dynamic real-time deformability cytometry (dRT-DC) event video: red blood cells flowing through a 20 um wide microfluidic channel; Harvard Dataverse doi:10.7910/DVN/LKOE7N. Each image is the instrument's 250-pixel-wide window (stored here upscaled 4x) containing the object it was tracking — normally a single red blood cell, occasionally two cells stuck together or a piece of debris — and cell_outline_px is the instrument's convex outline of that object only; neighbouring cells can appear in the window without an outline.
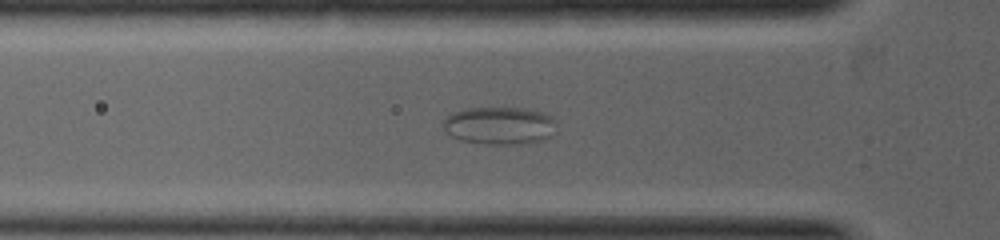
{"species": "common noctule bat (a hibernating species)", "species_latin": "Nyctalus noctula", "temperature_condition": "warm", "stored_images_in_passage": 9, "camera_frame_rate_fps": 5000, "um_per_image_px": 0.085, "animal": {"sex": "female", "body_mass_g": 19.0, "forearm_length_mm": 53.3}, "frame": {"image": 1, "passage_image": 7, "time_ms": 2.0, "image_size_px": [1000, 240], "cell_outline_px": [[556, 124], [548, 136], [544, 140], [520, 144], [488, 144], [460, 140], [444, 132], [444, 120], [452, 112], [464, 108], [528, 108], [552, 116], [556, 120]], "centroid_in_image_um": [42.43, 10.67], "position_along_channel_um": 83.4, "area_um2": 24.85}}
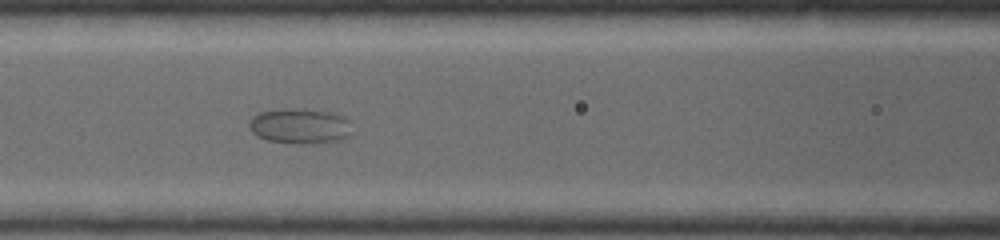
{"frame": {"image": 2, "passage_image": 9, "time_ms": 2.8, "image_size_px": [1000, 240], "cell_outline_px": [[356, 132], [344, 140], [300, 144], [268, 140], [256, 136], [248, 128], [248, 124], [252, 116], [260, 112], [280, 108], [304, 108], [332, 112], [344, 116], [348, 120]], "centroid_in_image_um": [25.54, 10.7], "position_along_channel_um": 141.1, "area_um2": 21.85}}